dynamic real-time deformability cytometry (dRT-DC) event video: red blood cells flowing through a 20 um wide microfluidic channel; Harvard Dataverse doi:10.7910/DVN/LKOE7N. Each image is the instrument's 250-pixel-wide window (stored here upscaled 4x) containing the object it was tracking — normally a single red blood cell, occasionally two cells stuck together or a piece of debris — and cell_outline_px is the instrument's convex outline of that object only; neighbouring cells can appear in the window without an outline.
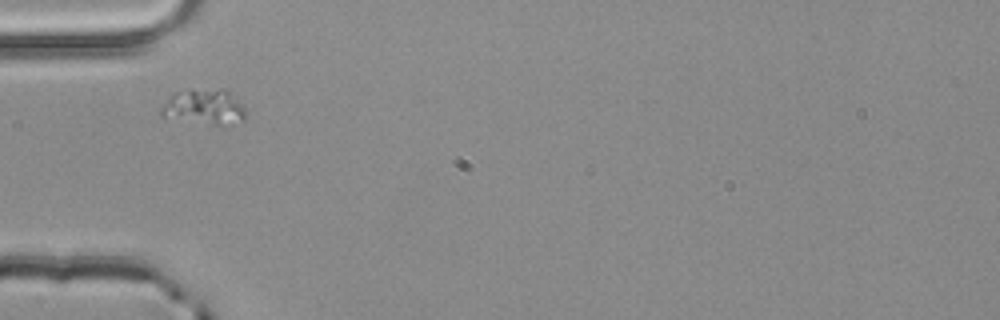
{"species": "common noctule bat (a hibernating species)", "species_latin": "Nyctalus noctula", "temperature_condition": "room temperature", "stored_images_in_passage": 1, "camera_frame_rate_fps": 3000, "um_per_image_px": 0.085, "animal": {"sex": "male", "body_mass_g": 20.4}, "frame": {"image": 1, "passage_image": 1, "time_ms": 0.0, "image_size_px": [1000, 320], "cell_outline_px": [[244, 120], [220, 124], [216, 124], [160, 116], [160, 108], [176, 92], [220, 88], [224, 88], [244, 108]], "centroid_in_image_um": [17.33, 9.07], "position_along_channel_um": 67.7, "area_um2": 16.42}}